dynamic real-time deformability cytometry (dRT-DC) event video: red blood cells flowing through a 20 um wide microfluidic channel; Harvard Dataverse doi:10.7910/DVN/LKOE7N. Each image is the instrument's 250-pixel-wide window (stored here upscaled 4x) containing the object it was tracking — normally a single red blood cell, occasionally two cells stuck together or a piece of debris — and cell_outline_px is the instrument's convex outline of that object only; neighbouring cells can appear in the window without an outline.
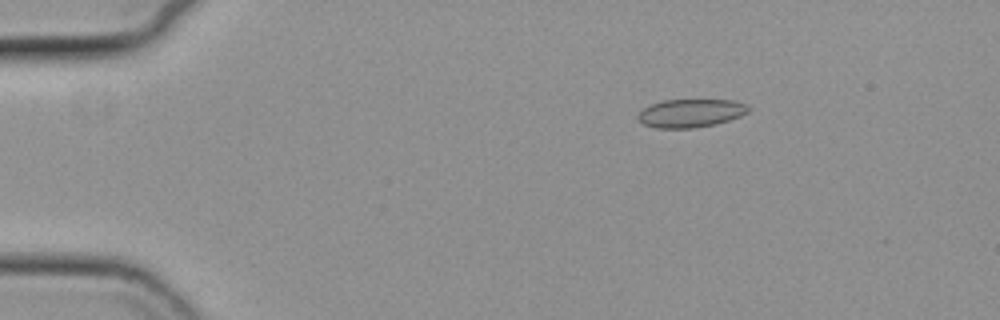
{"species": "common noctule bat (a hibernating species)", "species_latin": "Nyctalus noctula", "temperature_condition": "cold", "stored_images_in_passage": 51, "camera_frame_rate_fps": 3000, "um_per_image_px": 0.085, "animal": {"sex": "female", "body_mass_g": 19.3, "forearm_length_mm": 54.1}, "frame": {"image": 1, "passage_image": 4, "time_ms": 1.0, "image_size_px": [1000, 320], "cell_outline_px": [[752, 108], [748, 112], [740, 116], [716, 124], [692, 128], [656, 128], [644, 124], [636, 116], [644, 108], [652, 104], [664, 100], [732, 100], [748, 104]], "centroid_in_image_um": [58.75, 9.61], "position_along_channel_um": 26.3, "area_um2": 18.15}}
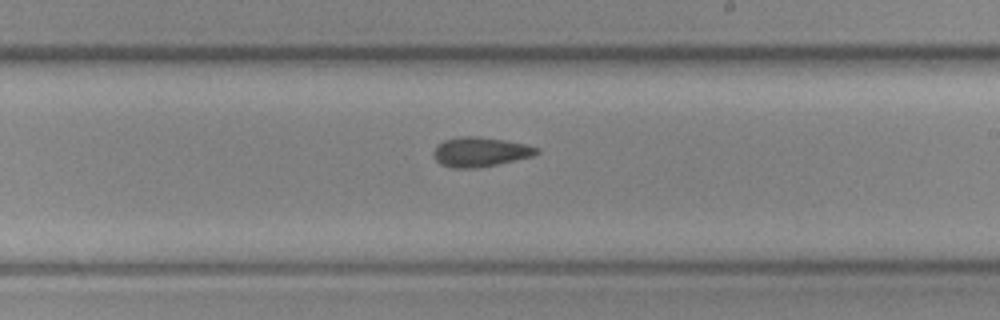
{"frame": {"image": 2, "passage_image": 28, "time_ms": 9.0, "image_size_px": [1000, 320], "cell_outline_px": [[540, 152], [532, 156], [496, 164], [476, 168], [452, 168], [440, 164], [432, 156], [432, 152], [444, 140], [460, 136], [476, 136], [504, 140], [524, 144], [540, 148]], "centroid_in_image_um": [40.8, 12.91], "position_along_channel_um": 248.2, "area_um2": 17.63}}
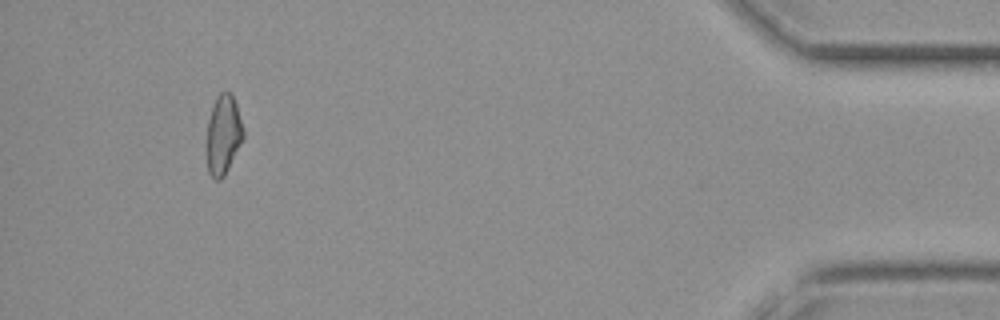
{"frame": {"image": 3, "passage_image": 47, "time_ms": 15.333, "image_size_px": [1000, 320], "cell_outline_px": [[244, 136], [224, 176], [220, 180], [216, 180], [208, 172], [208, 120], [212, 104], [216, 96], [220, 92], [232, 92], [244, 128]], "centroid_in_image_um": [18.99, 11.39], "position_along_channel_um": 416.2, "area_um2": 16.7}, "authors_computed_cell_mechanics": {"area_um2": 17.629, "velocity_mm_per_s": 3.7343, "shape_relaxation_time_tau1_ms": null, "shape_relaxation_time_tau2_ms": 5.3654, "deformation_change_tau1": null, "deformation_change_tau2": 0.0966}}